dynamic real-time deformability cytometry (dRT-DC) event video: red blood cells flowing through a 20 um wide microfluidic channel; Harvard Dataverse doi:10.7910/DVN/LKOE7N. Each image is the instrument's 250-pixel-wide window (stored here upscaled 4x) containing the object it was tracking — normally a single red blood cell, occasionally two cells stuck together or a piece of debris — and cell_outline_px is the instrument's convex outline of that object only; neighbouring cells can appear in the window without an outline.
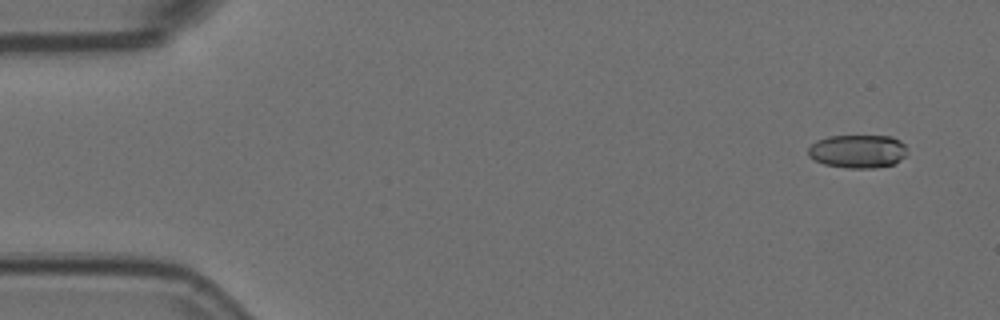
{"species": "Egyptian fruit bat (a non-hibernating species)", "species_latin": "Rousettus aegyptiacus", "temperature_condition": "room temperature", "stored_images_in_passage": 6, "camera_frame_rate_fps": 3000, "um_per_image_px": 0.085, "animal": {"sex": "female"}, "frame": {"image": 1, "passage_image": 1, "time_ms": 0.0, "image_size_px": [1000, 320], "cell_outline_px": [[904, 156], [900, 160], [892, 164], [872, 168], [848, 168], [824, 164], [808, 156], [808, 148], [816, 140], [828, 136], [892, 136], [900, 140], [904, 144]], "centroid_in_image_um": [72.87, 12.85], "position_along_channel_um": 12.1, "area_um2": 19.07}}
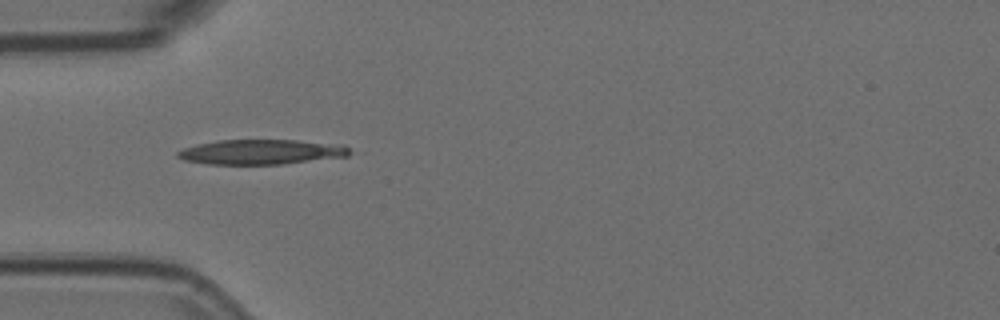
{"frame": {"image": 2, "passage_image": 5, "time_ms": 1.333, "image_size_px": [1000, 320], "cell_outline_px": [[352, 152], [348, 156], [280, 164], [208, 164], [184, 160], [176, 156], [176, 152], [184, 148], [196, 144], [220, 140], [296, 140], [344, 144]], "centroid_in_image_um": [22.21, 12.91], "position_along_channel_um": 62.8, "area_um2": 24.97}}